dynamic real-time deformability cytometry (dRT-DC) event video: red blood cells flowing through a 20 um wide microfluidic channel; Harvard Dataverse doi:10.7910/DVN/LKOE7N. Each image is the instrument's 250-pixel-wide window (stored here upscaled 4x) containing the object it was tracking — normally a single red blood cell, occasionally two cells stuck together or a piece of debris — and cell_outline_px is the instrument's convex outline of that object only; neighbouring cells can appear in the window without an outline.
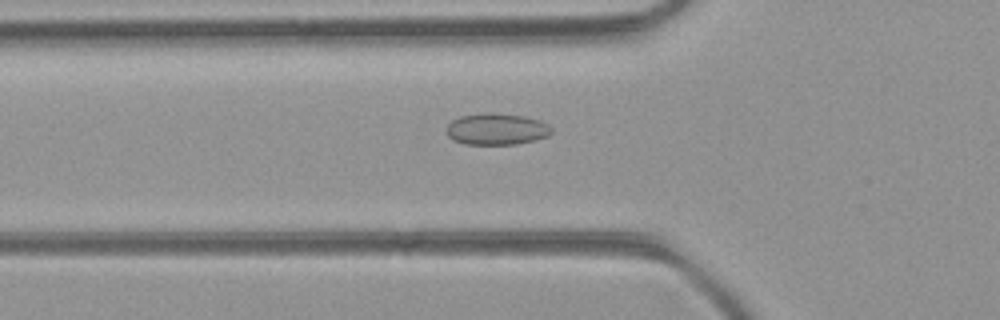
{"species": "common noctule bat (a hibernating species)", "species_latin": "Nyctalus noctula", "temperature_condition": "room temperature", "stored_images_in_passage": 43, "camera_frame_rate_fps": 3000, "um_per_image_px": 0.085, "animal": {"sex": "female", "body_mass_g": 21.9}, "frame": {"image": 1, "passage_image": 8, "time_ms": 2.333, "image_size_px": [1000, 320], "cell_outline_px": [[552, 132], [548, 136], [516, 144], [464, 144], [452, 140], [448, 136], [448, 124], [452, 120], [460, 116], [484, 112], [492, 112], [524, 116], [540, 120], [548, 124], [552, 128]], "centroid_in_image_um": [42.21, 10.96], "position_along_channel_um": 83.6, "area_um2": 19.36}}
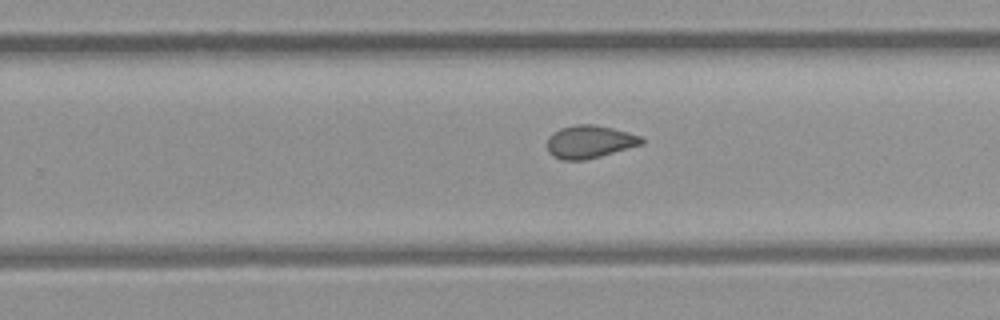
{"frame": {"image": 2, "passage_image": 23, "time_ms": 7.333, "image_size_px": [1000, 320], "cell_outline_px": [[644, 144], [600, 156], [584, 160], [560, 160], [552, 156], [548, 152], [548, 136], [560, 128], [576, 124], [596, 124], [628, 132], [640, 136], [644, 140]], "centroid_in_image_um": [50.11, 12.05], "position_along_channel_um": 279.7, "area_um2": 18.15}}
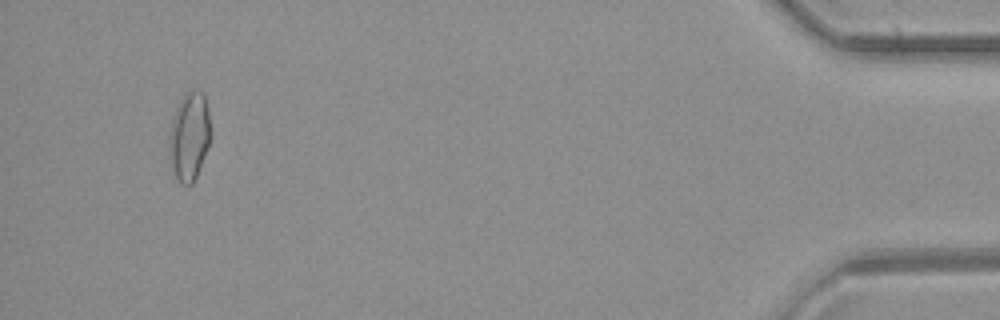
{"frame": {"image": 3, "passage_image": 40, "time_ms": 13.0, "image_size_px": [1000, 320], "cell_outline_px": [[212, 132], [204, 156], [196, 176], [192, 184], [180, 184], [176, 180], [168, 156], [168, 136], [172, 120], [176, 108], [184, 92], [204, 92]], "centroid_in_image_um": [16.06, 11.61], "position_along_channel_um": 419.1, "area_um2": 21.5}, "authors_computed_cell_mechanics": {"area_um2": 18.2648, "velocity_mm_per_s": 3.9102, "shape_relaxation_time_tau1_ms": null, "shape_relaxation_time_tau2_ms": 1.7063, "deformation_change_tau1": null, "deformation_change_tau2": 0.0793}}